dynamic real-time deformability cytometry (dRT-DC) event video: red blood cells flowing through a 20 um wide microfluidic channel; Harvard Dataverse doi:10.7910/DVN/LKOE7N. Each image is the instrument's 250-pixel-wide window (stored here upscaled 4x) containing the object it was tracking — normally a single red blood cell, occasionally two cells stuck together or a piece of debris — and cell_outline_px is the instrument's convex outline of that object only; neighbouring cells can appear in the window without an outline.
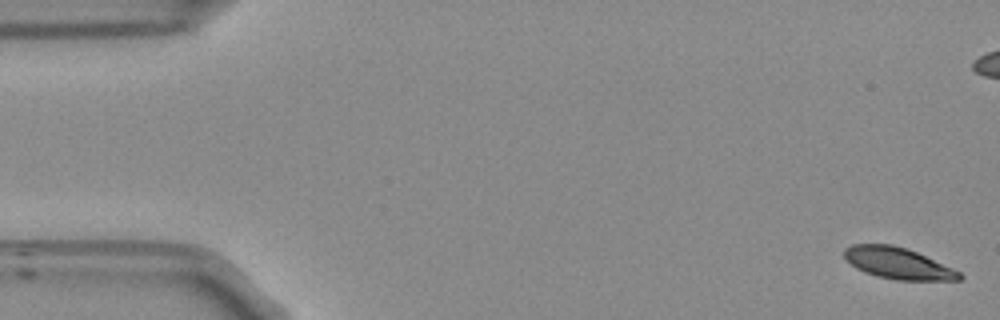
{"species": "Egyptian fruit bat (a non-hibernating species)", "species_latin": "Rousettus aegyptiacus", "temperature_condition": "room temperature", "stored_images_in_passage": 55, "camera_frame_rate_fps": 3000, "um_per_image_px": 0.085, "frame": {"image": 1, "passage_image": 1, "time_ms": 0.0, "image_size_px": [1000, 320], "cell_outline_px": [[964, 276], [960, 280], [896, 280], [876, 276], [864, 272], [856, 268], [844, 256], [844, 248], [852, 244], [892, 244], [916, 252], [952, 268], [960, 272]], "centroid_in_image_um": [76.31, 22.38], "position_along_channel_um": 8.7, "area_um2": 20.87}}
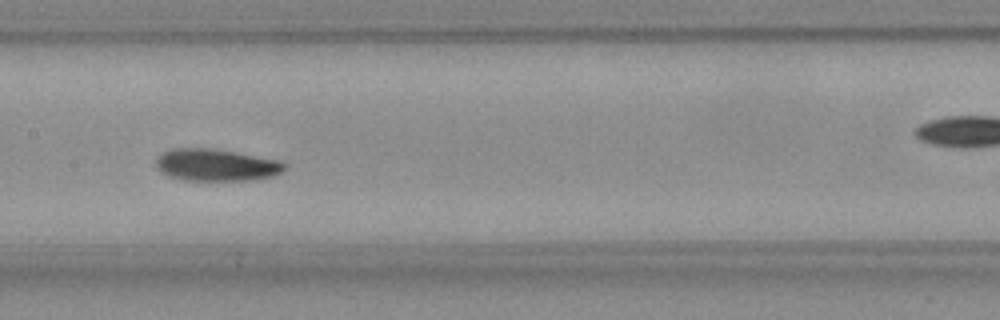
{"frame": {"image": 2, "passage_image": 26, "time_ms": 8.333, "image_size_px": [1000, 320], "cell_outline_px": [[288, 164], [284, 172], [272, 176], [256, 180], [180, 180], [168, 176], [160, 172], [156, 168], [156, 156], [172, 148], [212, 148], [236, 152], [280, 160]], "centroid_in_image_um": [18.38, 14.03], "position_along_channel_um": 189.0, "area_um2": 24.45}}
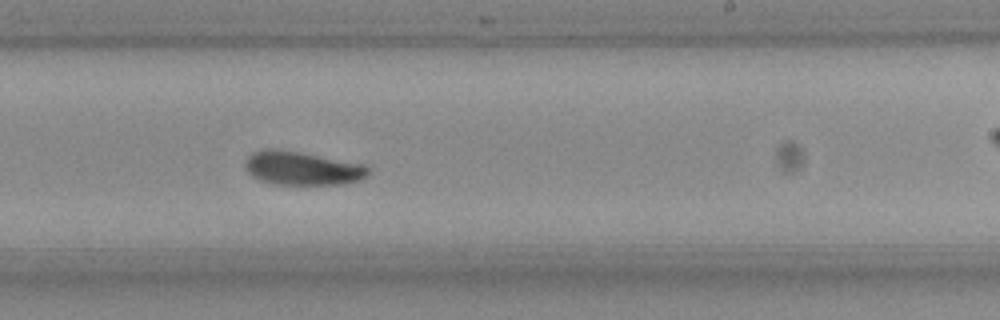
{"frame": {"image": 3, "passage_image": 32, "time_ms": 10.333, "image_size_px": [1000, 320], "cell_outline_px": [[372, 172], [368, 176], [360, 180], [344, 184], [272, 184], [260, 180], [252, 176], [244, 168], [244, 160], [252, 152], [300, 152], [368, 164], [372, 168]], "centroid_in_image_um": [25.82, 14.34], "position_along_channel_um": 263.2, "area_um2": 23.93}, "authors_computed_cell_mechanics": {"area_um2": 23.4668, "velocity_mm_per_s": 3.7291, "shape_relaxation_time_tau1_ms": 2.84, "shape_relaxation_time_tau2_ms": 4.5886, "deformation_change_tau1": 0.1135, "deformation_change_tau2": 0.074}}